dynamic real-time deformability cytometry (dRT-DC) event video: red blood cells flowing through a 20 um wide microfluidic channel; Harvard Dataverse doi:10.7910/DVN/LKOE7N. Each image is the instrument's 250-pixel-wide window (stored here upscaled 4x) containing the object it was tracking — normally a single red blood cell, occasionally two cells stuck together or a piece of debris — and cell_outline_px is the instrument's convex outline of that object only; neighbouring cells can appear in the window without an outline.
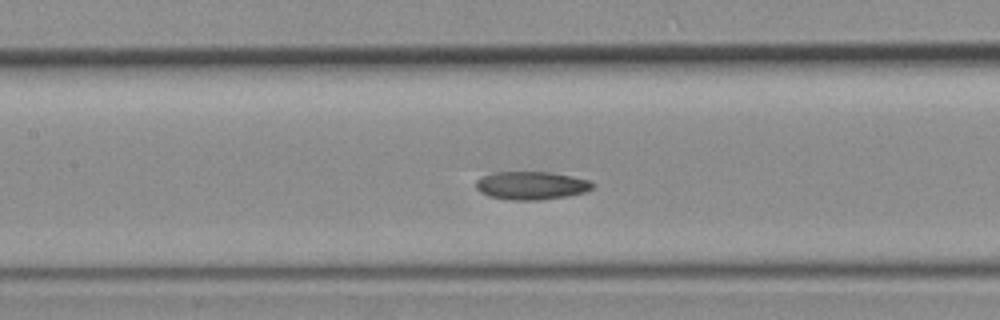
{"species": "common noctule bat (a hibernating species)", "species_latin": "Nyctalus noctula", "temperature_condition": "room temperature", "stored_images_in_passage": 18, "camera_frame_rate_fps": 3000, "um_per_image_px": 0.085, "animal": {"sex": "female", "body_mass_g": 19.3, "forearm_length_mm": 54.1}, "frame": {"image": 1, "passage_image": 18, "time_ms": 5.667, "image_size_px": [1000, 320], "cell_outline_px": [[596, 184], [592, 188], [584, 192], [568, 196], [540, 200], [512, 200], [488, 196], [480, 192], [476, 188], [476, 180], [480, 176], [496, 172], [548, 172], [572, 176], [588, 180]], "centroid_in_image_um": [45.14, 15.77], "position_along_channel_um": 162.3, "area_um2": 19.19}}